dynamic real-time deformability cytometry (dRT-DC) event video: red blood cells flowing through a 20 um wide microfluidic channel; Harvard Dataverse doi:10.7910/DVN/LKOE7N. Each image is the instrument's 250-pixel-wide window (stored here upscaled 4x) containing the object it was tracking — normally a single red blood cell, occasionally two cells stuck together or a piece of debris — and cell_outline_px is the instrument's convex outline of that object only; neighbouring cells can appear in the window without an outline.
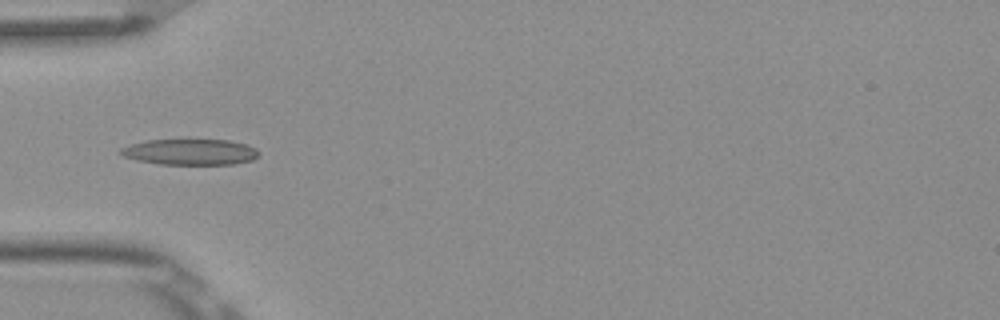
{"species": "Egyptian fruit bat (a non-hibernating species)", "species_latin": "Rousettus aegyptiacus", "temperature_condition": "room temperature", "stored_images_in_passage": 8, "camera_frame_rate_fps": 3000, "um_per_image_px": 0.085, "frame": {"image": 1, "passage_image": 5, "time_ms": 1.333, "image_size_px": [1000, 320], "cell_outline_px": [[260, 152], [252, 160], [232, 164], [160, 164], [136, 160], [124, 156], [116, 152], [120, 148], [144, 140], [228, 140], [244, 144], [256, 148]], "centroid_in_image_um": [16.12, 12.91], "position_along_channel_um": 68.9, "area_um2": 20.75}}
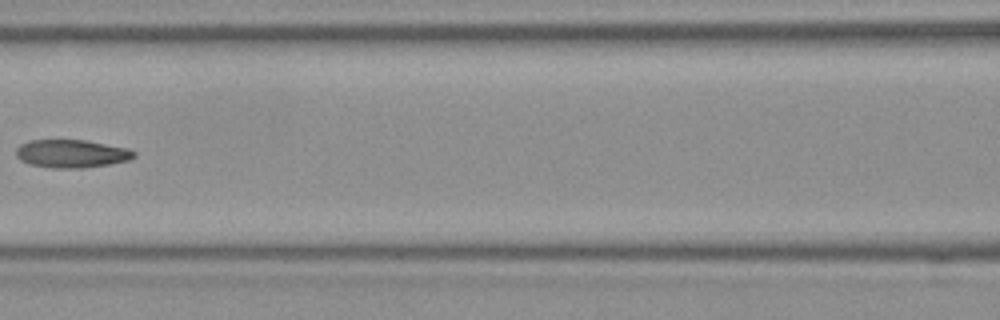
{"frame": {"image": 2, "passage_image": 7, "time_ms": 2.0, "image_size_px": [1000, 320], "cell_outline_px": [[136, 156], [128, 160], [108, 164], [80, 168], [52, 168], [32, 164], [20, 160], [16, 156], [16, 148], [20, 144], [28, 140], [84, 140], [128, 148], [136, 152]], "centroid_in_image_um": [6.07, 13.05], "position_along_channel_um": 160.5, "area_um2": 19.19}}
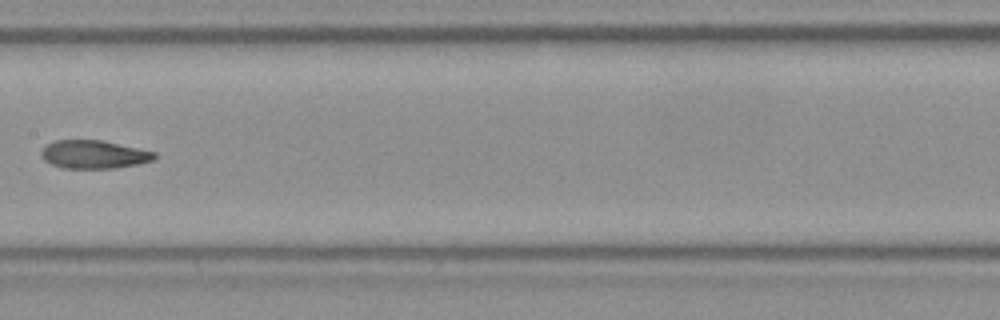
{"frame": {"image": 3, "passage_image": 8, "time_ms": 2.333, "image_size_px": [1000, 320], "cell_outline_px": [[156, 156], [152, 160], [136, 164], [112, 168], [64, 168], [52, 164], [44, 160], [40, 156], [40, 152], [48, 144], [56, 140], [100, 140], [156, 152]], "centroid_in_image_um": [7.95, 13.12], "position_along_channel_um": 199.5, "area_um2": 18.32}}